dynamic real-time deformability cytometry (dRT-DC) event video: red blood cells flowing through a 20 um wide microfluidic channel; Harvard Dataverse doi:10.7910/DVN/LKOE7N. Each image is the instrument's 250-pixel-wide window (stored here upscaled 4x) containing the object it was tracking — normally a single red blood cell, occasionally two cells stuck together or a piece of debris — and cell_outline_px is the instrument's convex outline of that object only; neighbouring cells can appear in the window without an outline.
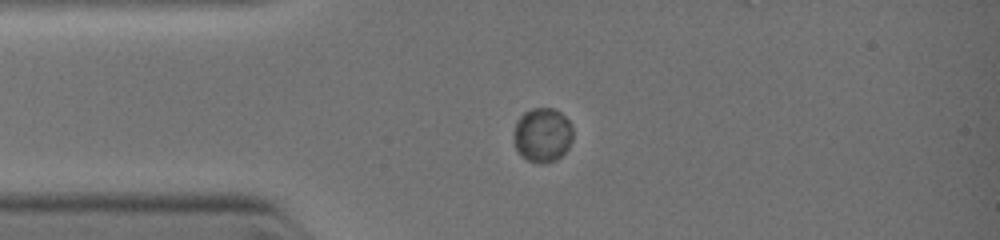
{"species": "common noctule bat (a hibernating species)", "species_latin": "Nyctalus noctula", "temperature_condition": "warm", "stored_images_in_passage": 27, "camera_frame_rate_fps": 3000, "um_per_image_px": 0.085, "animal": {"sex": "female", "body_mass_g": 19.0, "forearm_length_mm": 51.5}, "frame": {"image": 1, "passage_image": 1, "time_ms": 0.0, "image_size_px": [1000, 240], "cell_outline_px": [[572, 140], [568, 148], [560, 156], [544, 164], [528, 160], [516, 148], [516, 120], [524, 112], [532, 108], [556, 108], [572, 124]], "centroid_in_image_um": [46.15, 11.43], "position_along_channel_um": 38.8, "area_um2": 18.32}}
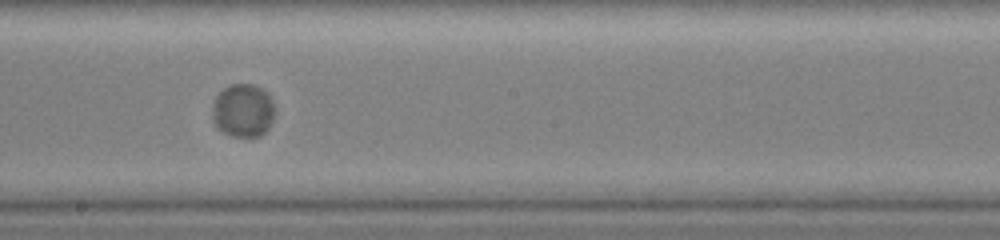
{"frame": {"image": 2, "passage_image": 12, "time_ms": 4.0, "image_size_px": [1000, 240], "cell_outline_px": [[276, 112], [268, 128], [260, 136], [232, 136], [216, 128], [212, 120], [212, 104], [216, 96], [224, 88], [232, 84], [252, 84], [260, 88], [268, 96]], "centroid_in_image_um": [20.62, 9.41], "position_along_channel_um": 227.6, "area_um2": 19.31}}
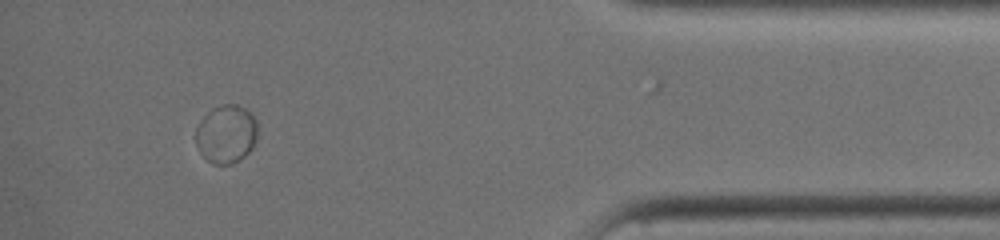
{"frame": {"image": 3, "passage_image": 23, "time_ms": 8.333, "image_size_px": [1000, 240], "cell_outline_px": [[256, 140], [252, 148], [244, 156], [232, 164], [212, 164], [200, 152], [196, 144], [196, 128], [200, 120], [212, 108], [224, 104], [236, 104], [252, 112], [256, 120]], "centroid_in_image_um": [19.23, 11.38], "position_along_channel_um": 416.0, "area_um2": 20.98}}